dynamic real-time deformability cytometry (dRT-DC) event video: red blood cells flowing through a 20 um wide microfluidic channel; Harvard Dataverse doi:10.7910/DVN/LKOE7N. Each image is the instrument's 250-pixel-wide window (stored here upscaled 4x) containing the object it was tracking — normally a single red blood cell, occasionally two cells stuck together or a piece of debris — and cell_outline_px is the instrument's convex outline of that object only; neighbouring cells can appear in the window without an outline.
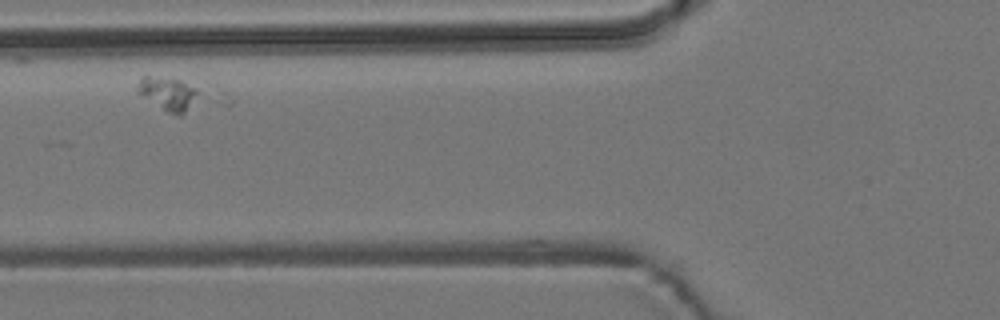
{"species": "common noctule bat (a hibernating species)", "species_latin": "Nyctalus noctula", "temperature_condition": "room temperature", "stored_images_in_passage": 3, "segment_of_instrument_passage": [2, 2], "camera_frame_rate_fps": 3000, "um_per_image_px": 0.085, "animal": {"sex": "male", "body_mass_g": 19.2, "forearm_length_mm": 51.8}, "frame": {"image": 1, "passage_image": 2, "time_ms": 1.333, "image_size_px": [1000, 320], "cell_outline_px": [[196, 92], [184, 112], [180, 116], [168, 112], [136, 92], [136, 88], [140, 80], [144, 76], [172, 76], [196, 88]], "centroid_in_image_um": [14.18, 7.89], "position_along_channel_um": 111.6, "area_um2": 11.33}}